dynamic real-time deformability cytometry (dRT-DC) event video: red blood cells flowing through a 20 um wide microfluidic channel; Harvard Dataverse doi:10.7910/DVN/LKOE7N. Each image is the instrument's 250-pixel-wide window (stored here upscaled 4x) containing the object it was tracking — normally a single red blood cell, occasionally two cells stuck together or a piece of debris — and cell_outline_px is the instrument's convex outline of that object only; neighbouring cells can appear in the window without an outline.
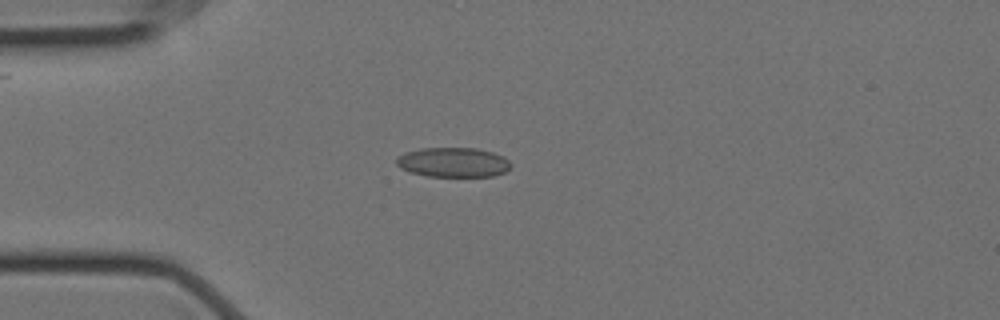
{"species": "Egyptian fruit bat (a non-hibernating species)", "species_latin": "Rousettus aegyptiacus", "temperature_condition": "cold", "stored_images_in_passage": 49, "camera_frame_rate_fps": 3000, "um_per_image_px": 0.085, "animal": {"sex": "female"}, "frame": {"image": 1, "passage_image": 11, "time_ms": 3.333, "image_size_px": [1000, 320], "cell_outline_px": [[512, 164], [504, 172], [492, 176], [428, 176], [408, 172], [400, 168], [396, 164], [396, 156], [404, 152], [420, 148], [476, 148], [492, 152], [504, 156]], "centroid_in_image_um": [38.47, 13.79], "position_along_channel_um": 46.5, "area_um2": 19.88}}
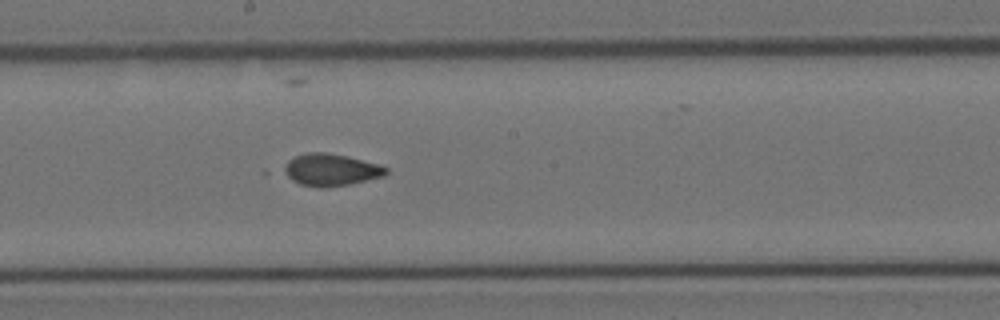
{"frame": {"image": 2, "passage_image": 27, "time_ms": 8.667, "image_size_px": [1000, 320], "cell_outline_px": [[388, 172], [384, 176], [348, 184], [328, 188], [320, 188], [300, 184], [292, 180], [280, 172], [288, 160], [296, 156], [308, 152], [324, 152], [344, 156], [376, 164], [388, 168]], "centroid_in_image_um": [28.05, 14.45], "position_along_channel_um": 220.1, "area_um2": 18.96}}
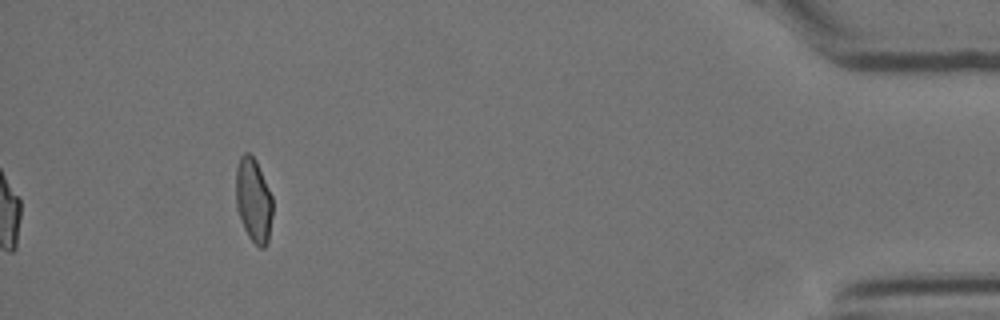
{"frame": {"image": 3, "passage_image": 49, "time_ms": 16.0, "image_size_px": [1000, 320], "cell_outline_px": [[272, 216], [268, 244], [264, 248], [260, 248], [248, 236], [244, 228], [236, 208], [236, 168], [240, 156], [244, 152], [248, 152], [256, 160], [272, 196]], "centroid_in_image_um": [21.55, 17.02], "position_along_channel_um": 413.7, "area_um2": 18.09}, "authors_computed_cell_mechanics": {"area_um2": 19.4208, "velocity_mm_per_s": 3.5322, "shape_relaxation_time_tau1_ms": 8.0182, "shape_relaxation_time_tau2_ms": null, "deformation_change_tau1": 0.1021, "deformation_change_tau2": null}}